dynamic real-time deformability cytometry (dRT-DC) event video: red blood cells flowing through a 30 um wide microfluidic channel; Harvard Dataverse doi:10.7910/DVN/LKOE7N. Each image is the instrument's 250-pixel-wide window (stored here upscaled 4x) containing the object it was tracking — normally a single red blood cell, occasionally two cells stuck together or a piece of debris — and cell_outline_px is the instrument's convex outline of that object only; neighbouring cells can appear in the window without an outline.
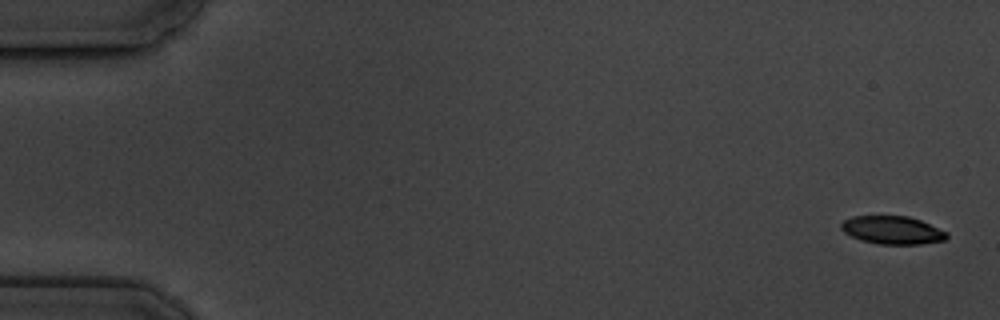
{"species": "common noctule bat (a hibernating species)", "species_latin": "Nyctalus noctula", "temperature_condition": "cold", "stored_images_in_passage": 6, "camera_frame_rate_fps": 3000, "um_per_image_px": 0.085, "animal": {"sex": "male", "body_mass_g": 19.5, "forearm_length_mm": 54.6}, "frame": {"image": 1, "passage_image": 1, "time_ms": 0.0, "image_size_px": [1000, 320], "cell_outline_px": [[948, 236], [944, 240], [920, 244], [880, 244], [860, 240], [844, 232], [840, 228], [840, 224], [844, 220], [852, 216], [908, 216], [920, 220], [948, 232]], "centroid_in_image_um": [75.84, 19.55], "position_along_channel_um": 9.2, "area_um2": 17.22}}
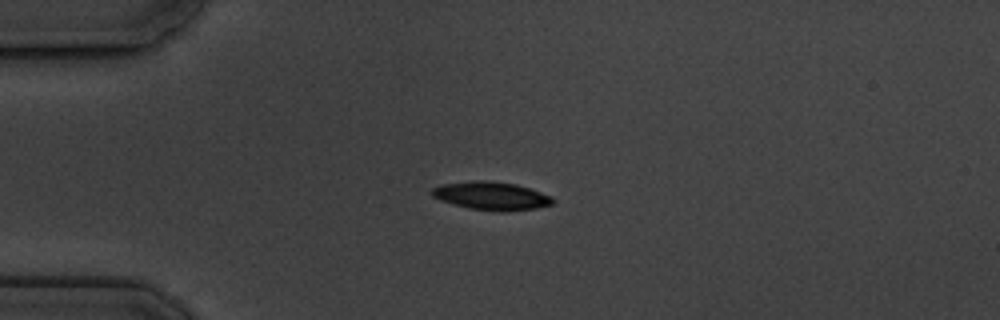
{"frame": {"image": 2, "passage_image": 5, "time_ms": 4.333, "image_size_px": [1000, 320], "cell_outline_px": [[556, 200], [552, 204], [536, 208], [504, 212], [500, 212], [468, 208], [452, 204], [440, 200], [432, 196], [432, 188], [440, 184], [472, 180], [492, 180], [516, 184], [552, 196]], "centroid_in_image_um": [41.75, 16.64], "position_along_channel_um": 43.2, "area_um2": 20.11}}